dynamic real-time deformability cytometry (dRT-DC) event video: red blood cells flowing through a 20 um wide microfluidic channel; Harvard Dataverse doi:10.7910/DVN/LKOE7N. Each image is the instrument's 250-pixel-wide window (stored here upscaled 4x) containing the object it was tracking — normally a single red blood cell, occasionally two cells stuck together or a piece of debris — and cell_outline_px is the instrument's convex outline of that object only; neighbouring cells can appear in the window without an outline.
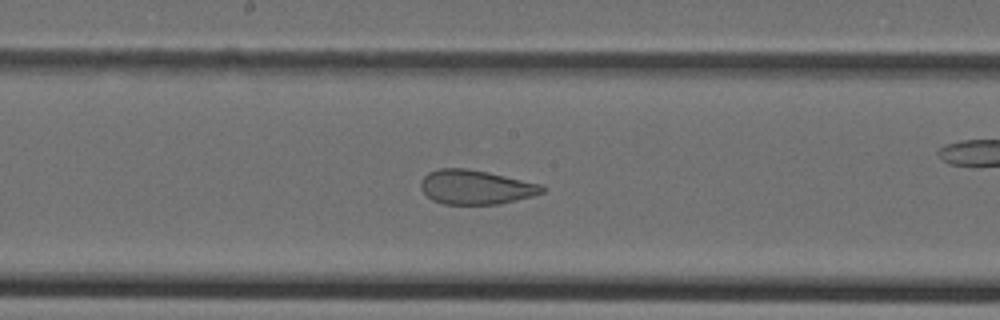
{"species": "Egyptian fruit bat (a non-hibernating species)", "species_latin": "Rousettus aegyptiacus", "temperature_condition": "cold", "stored_images_in_passage": 30, "camera_frame_rate_fps": 3000, "um_per_image_px": 0.085, "animal": {"sex": "female"}, "frame": {"image": 1, "passage_image": 10, "time_ms": 3.0, "image_size_px": [1000, 320], "cell_outline_px": [[544, 192], [532, 196], [500, 204], [444, 204], [432, 200], [420, 188], [420, 180], [428, 172], [440, 168], [464, 168], [488, 172], [540, 184], [544, 188]], "centroid_in_image_um": [40.4, 15.91], "position_along_channel_um": 207.8, "area_um2": 24.16}}
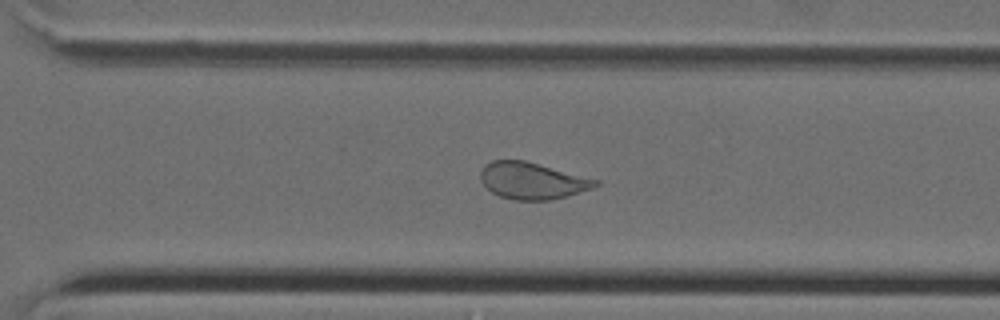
{"frame": {"image": 2, "passage_image": 18, "time_ms": 5.667, "image_size_px": [1000, 320], "cell_outline_px": [[600, 184], [592, 188], [568, 196], [552, 200], [512, 200], [500, 196], [492, 192], [480, 180], [480, 172], [484, 164], [492, 160], [524, 160], [600, 180]], "centroid_in_image_um": [45.24, 15.36], "position_along_channel_um": 325.4, "area_um2": 24.68}}